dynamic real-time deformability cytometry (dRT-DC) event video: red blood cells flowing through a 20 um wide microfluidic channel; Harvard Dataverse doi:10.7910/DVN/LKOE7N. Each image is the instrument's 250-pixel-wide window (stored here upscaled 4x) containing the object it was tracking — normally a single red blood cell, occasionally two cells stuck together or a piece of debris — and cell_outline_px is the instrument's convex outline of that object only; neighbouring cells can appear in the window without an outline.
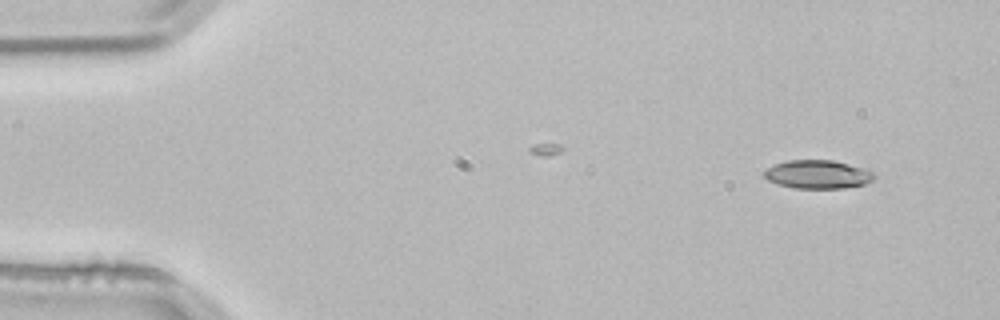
{"species": "common noctule bat (a hibernating species)", "species_latin": "Nyctalus noctula", "temperature_condition": "room temperature", "stored_images_in_passage": 2, "camera_frame_rate_fps": 3000, "um_per_image_px": 0.085, "animal": {"sex": "male", "body_mass_g": 21.5, "forearm_length_mm": 52.0}, "frame": {"image": 1, "passage_image": 2, "time_ms": 0.333, "image_size_px": [1000, 320], "cell_outline_px": [[876, 176], [872, 180], [864, 184], [844, 188], [796, 188], [776, 184], [768, 180], [764, 176], [764, 172], [772, 164], [788, 160], [832, 160], [864, 168], [872, 172]], "centroid_in_image_um": [69.48, 14.82], "position_along_channel_um": 15.5, "area_um2": 18.21}}